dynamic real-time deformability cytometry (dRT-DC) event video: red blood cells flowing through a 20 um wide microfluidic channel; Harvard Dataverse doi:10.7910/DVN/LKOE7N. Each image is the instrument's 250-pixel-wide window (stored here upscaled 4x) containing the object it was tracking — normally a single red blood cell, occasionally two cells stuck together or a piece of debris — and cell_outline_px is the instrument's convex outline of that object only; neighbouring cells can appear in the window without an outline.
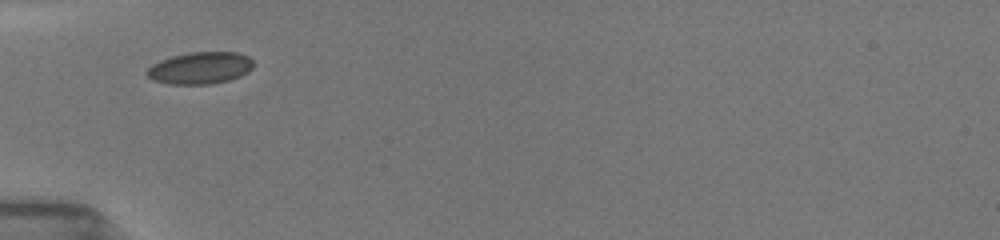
{"species": "common noctule bat (a hibernating species)", "species_latin": "Nyctalus noctula", "temperature_condition": "room temperature", "stored_images_in_passage": 24, "camera_frame_rate_fps": 3000, "um_per_image_px": 0.085, "animal": {"sex": "female", "body_mass_g": 19.5, "forearm_length_mm": 54.1}, "frame": {"image": 1, "passage_image": 1, "time_ms": 0.0, "image_size_px": [1000, 240], "cell_outline_px": [[252, 68], [248, 72], [240, 76], [228, 80], [212, 84], [168, 84], [152, 80], [144, 72], [152, 64], [160, 60], [172, 56], [188, 52], [236, 52], [248, 56], [252, 60]], "centroid_in_image_um": [16.98, 5.78], "position_along_channel_um": 68.0, "area_um2": 19.94}}
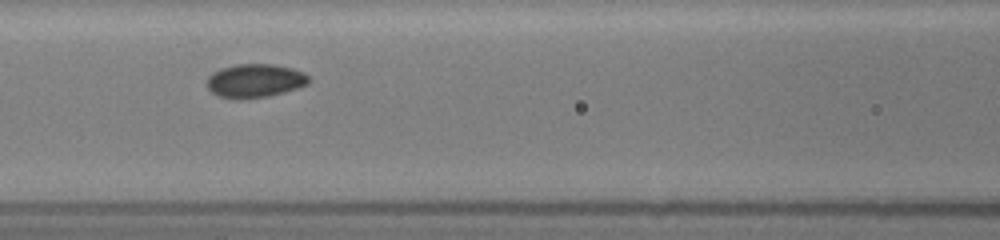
{"frame": {"image": 2, "passage_image": 9, "time_ms": 2.0, "image_size_px": [1000, 240], "cell_outline_px": [[308, 84], [284, 92], [268, 96], [240, 100], [236, 100], [220, 96], [212, 92], [208, 88], [208, 76], [212, 72], [220, 68], [236, 64], [272, 64], [292, 68], [304, 72], [308, 76]], "centroid_in_image_um": [21.65, 6.86], "position_along_channel_um": 144.9, "area_um2": 20.0}}
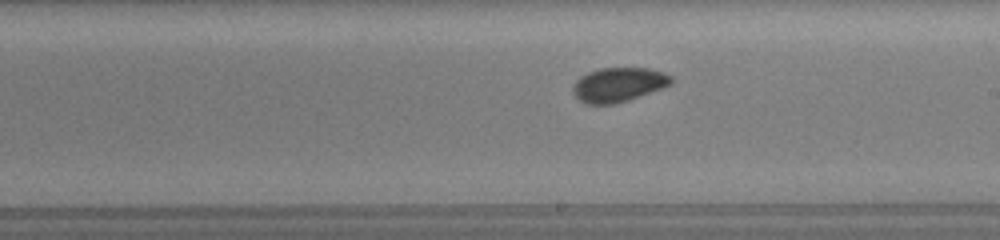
{"frame": {"image": 3, "passage_image": 22, "time_ms": 4.333, "image_size_px": [1000, 240], "cell_outline_px": [[672, 84], [640, 96], [616, 104], [584, 104], [572, 92], [572, 88], [576, 80], [580, 76], [588, 72], [600, 68], [648, 68], [664, 72], [672, 76]], "centroid_in_image_um": [52.56, 7.19], "position_along_channel_um": 236.4, "area_um2": 19.71}}